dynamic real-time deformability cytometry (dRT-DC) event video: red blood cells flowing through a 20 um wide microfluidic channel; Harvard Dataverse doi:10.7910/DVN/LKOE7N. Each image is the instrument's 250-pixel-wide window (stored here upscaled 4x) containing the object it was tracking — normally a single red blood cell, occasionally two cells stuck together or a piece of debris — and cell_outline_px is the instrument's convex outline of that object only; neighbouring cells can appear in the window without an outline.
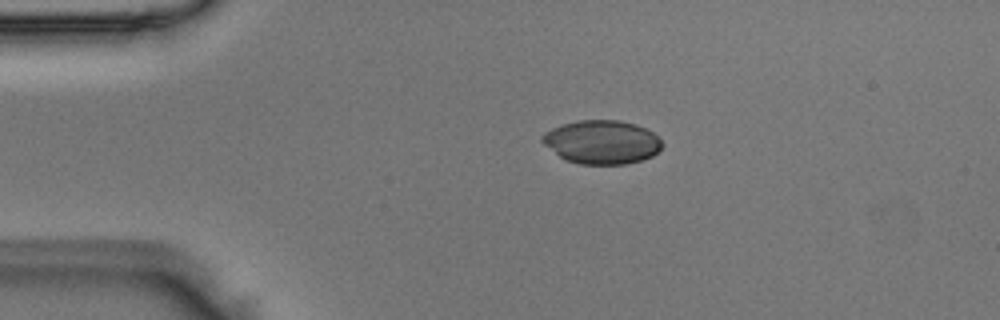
{"species": "Egyptian fruit bat (a non-hibernating species)", "species_latin": "Rousettus aegyptiacus", "temperature_condition": "room temperature", "stored_images_in_passage": 41, "camera_frame_rate_fps": 3000, "um_per_image_px": 0.085, "animal": {"sex": "male"}, "frame": {"image": 1, "passage_image": 1, "time_ms": 0.0, "image_size_px": [1000, 320], "cell_outline_px": [[664, 144], [652, 156], [628, 164], [580, 164], [564, 160], [544, 144], [540, 140], [540, 136], [544, 132], [560, 124], [576, 120], [620, 120], [636, 124], [660, 136]], "centroid_in_image_um": [51.14, 12.07], "position_along_channel_um": 33.9, "area_um2": 30.81}}
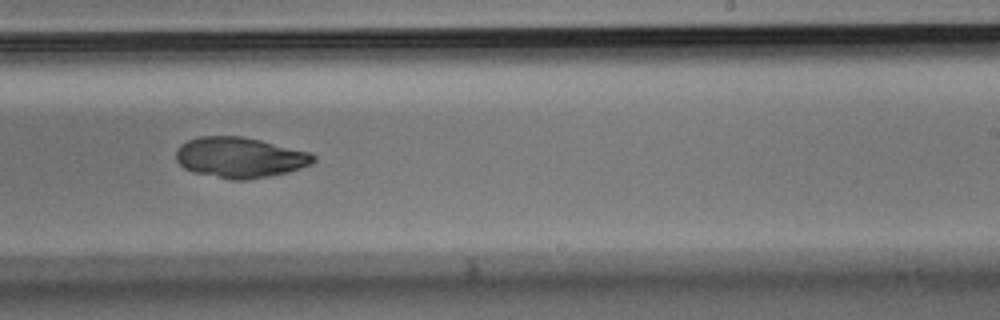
{"frame": {"image": 2, "passage_image": 22, "time_ms": 7.0, "image_size_px": [1000, 320], "cell_outline_px": [[316, 160], [312, 164], [288, 172], [248, 180], [232, 180], [192, 172], [184, 168], [176, 160], [176, 148], [180, 144], [188, 140], [200, 136], [240, 136], [260, 140], [312, 152], [316, 156]], "centroid_in_image_um": [20.39, 13.38], "position_along_channel_um": 268.6, "area_um2": 32.71}}
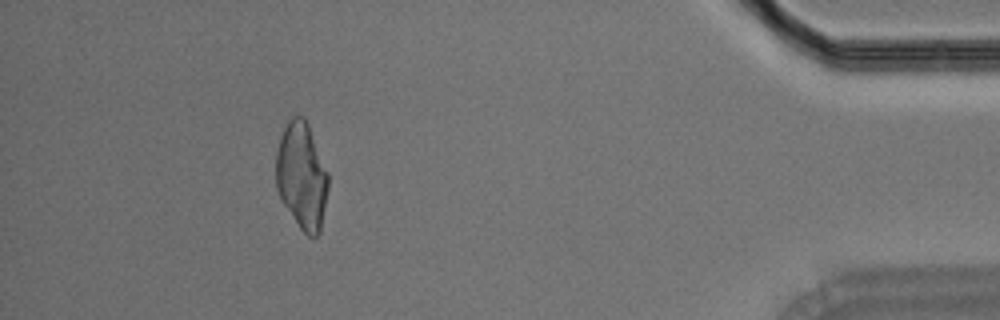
{"frame": {"image": 3, "passage_image": 37, "time_ms": 12.0, "image_size_px": [1000, 320], "cell_outline_px": [[328, 188], [320, 232], [316, 236], [308, 236], [300, 228], [284, 204], [276, 188], [276, 152], [280, 136], [288, 120], [292, 116], [304, 116], [308, 124], [328, 172]], "centroid_in_image_um": [25.64, 14.92], "position_along_channel_um": 409.6, "area_um2": 32.37}}